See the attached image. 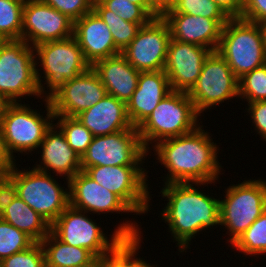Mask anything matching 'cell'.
I'll use <instances>...</instances> for the list:
<instances>
[{"instance_id":"6da1fadb","label":"cell","mask_w":266,"mask_h":267,"mask_svg":"<svg viewBox=\"0 0 266 267\" xmlns=\"http://www.w3.org/2000/svg\"><path fill=\"white\" fill-rule=\"evenodd\" d=\"M202 127L199 125L189 133L152 145L157 159L169 172L165 184L194 183L195 186H204L219 179V147Z\"/></svg>"},{"instance_id":"7a4b0ae2","label":"cell","mask_w":266,"mask_h":267,"mask_svg":"<svg viewBox=\"0 0 266 267\" xmlns=\"http://www.w3.org/2000/svg\"><path fill=\"white\" fill-rule=\"evenodd\" d=\"M193 184L167 183L161 191L168 201L161 212L162 220L167 222L180 252L189 247L199 231L220 224V200L200 192Z\"/></svg>"},{"instance_id":"3957f363","label":"cell","mask_w":266,"mask_h":267,"mask_svg":"<svg viewBox=\"0 0 266 267\" xmlns=\"http://www.w3.org/2000/svg\"><path fill=\"white\" fill-rule=\"evenodd\" d=\"M85 214L69 205L51 224V232L65 244L87 249L97 259L111 255L123 237L142 236L138 225L126 220L116 227L112 239H108L99 225Z\"/></svg>"},{"instance_id":"277c9868","label":"cell","mask_w":266,"mask_h":267,"mask_svg":"<svg viewBox=\"0 0 266 267\" xmlns=\"http://www.w3.org/2000/svg\"><path fill=\"white\" fill-rule=\"evenodd\" d=\"M34 53V47L23 40L0 43V96L8 103H19L23 96L46 95Z\"/></svg>"},{"instance_id":"5b68a950","label":"cell","mask_w":266,"mask_h":267,"mask_svg":"<svg viewBox=\"0 0 266 267\" xmlns=\"http://www.w3.org/2000/svg\"><path fill=\"white\" fill-rule=\"evenodd\" d=\"M217 52L239 79L266 63V49L260 24L242 18H230L222 27Z\"/></svg>"},{"instance_id":"8992f818","label":"cell","mask_w":266,"mask_h":267,"mask_svg":"<svg viewBox=\"0 0 266 267\" xmlns=\"http://www.w3.org/2000/svg\"><path fill=\"white\" fill-rule=\"evenodd\" d=\"M198 116L200 115L186 92L172 91L137 128L143 147L148 152L149 143L155 145L162 140L193 131L200 125Z\"/></svg>"},{"instance_id":"52a82bcc","label":"cell","mask_w":266,"mask_h":267,"mask_svg":"<svg viewBox=\"0 0 266 267\" xmlns=\"http://www.w3.org/2000/svg\"><path fill=\"white\" fill-rule=\"evenodd\" d=\"M44 101L45 117L25 103H9L6 106L0 125L7 151L13 158L16 157L13 152L24 154L39 149L46 131L52 126L54 112L50 101Z\"/></svg>"},{"instance_id":"ba28073f","label":"cell","mask_w":266,"mask_h":267,"mask_svg":"<svg viewBox=\"0 0 266 267\" xmlns=\"http://www.w3.org/2000/svg\"><path fill=\"white\" fill-rule=\"evenodd\" d=\"M220 200V224L227 228L231 245L266 210V181L245 180L227 187Z\"/></svg>"},{"instance_id":"9c48e42d","label":"cell","mask_w":266,"mask_h":267,"mask_svg":"<svg viewBox=\"0 0 266 267\" xmlns=\"http://www.w3.org/2000/svg\"><path fill=\"white\" fill-rule=\"evenodd\" d=\"M8 176L17 187V195L51 225L69 206V191L51 177L50 172L35 168L18 170L15 166Z\"/></svg>"},{"instance_id":"30bf717a","label":"cell","mask_w":266,"mask_h":267,"mask_svg":"<svg viewBox=\"0 0 266 267\" xmlns=\"http://www.w3.org/2000/svg\"><path fill=\"white\" fill-rule=\"evenodd\" d=\"M35 60H40L49 100L60 88L78 75L86 72L91 65L85 60L83 52L74 36L63 40L48 41L34 47ZM38 58V59H37Z\"/></svg>"},{"instance_id":"8fae6325","label":"cell","mask_w":266,"mask_h":267,"mask_svg":"<svg viewBox=\"0 0 266 267\" xmlns=\"http://www.w3.org/2000/svg\"><path fill=\"white\" fill-rule=\"evenodd\" d=\"M147 153L138 129L133 126L113 134L94 136L81 157V171L93 166H140Z\"/></svg>"},{"instance_id":"7c38bea8","label":"cell","mask_w":266,"mask_h":267,"mask_svg":"<svg viewBox=\"0 0 266 267\" xmlns=\"http://www.w3.org/2000/svg\"><path fill=\"white\" fill-rule=\"evenodd\" d=\"M196 112L201 113L224 100L239 97V79L217 51L206 58L195 85L187 93Z\"/></svg>"},{"instance_id":"4fadbf2b","label":"cell","mask_w":266,"mask_h":267,"mask_svg":"<svg viewBox=\"0 0 266 267\" xmlns=\"http://www.w3.org/2000/svg\"><path fill=\"white\" fill-rule=\"evenodd\" d=\"M141 166H93L84 172L94 181L119 196L135 214L149 210L147 172Z\"/></svg>"},{"instance_id":"5bb4252c","label":"cell","mask_w":266,"mask_h":267,"mask_svg":"<svg viewBox=\"0 0 266 267\" xmlns=\"http://www.w3.org/2000/svg\"><path fill=\"white\" fill-rule=\"evenodd\" d=\"M170 38L167 22L158 16L141 26L121 54L139 72L161 71L165 67Z\"/></svg>"},{"instance_id":"9a60e30c","label":"cell","mask_w":266,"mask_h":267,"mask_svg":"<svg viewBox=\"0 0 266 267\" xmlns=\"http://www.w3.org/2000/svg\"><path fill=\"white\" fill-rule=\"evenodd\" d=\"M74 22L40 0H25L21 40L32 47L73 36Z\"/></svg>"},{"instance_id":"2e32d148","label":"cell","mask_w":266,"mask_h":267,"mask_svg":"<svg viewBox=\"0 0 266 267\" xmlns=\"http://www.w3.org/2000/svg\"><path fill=\"white\" fill-rule=\"evenodd\" d=\"M107 95L98 74L90 67L67 82L50 99L54 116L76 117Z\"/></svg>"},{"instance_id":"e0dca14e","label":"cell","mask_w":266,"mask_h":267,"mask_svg":"<svg viewBox=\"0 0 266 267\" xmlns=\"http://www.w3.org/2000/svg\"><path fill=\"white\" fill-rule=\"evenodd\" d=\"M211 52L200 45L170 38L164 72L172 91L188 93L199 78L203 64Z\"/></svg>"},{"instance_id":"ac0fdd59","label":"cell","mask_w":266,"mask_h":267,"mask_svg":"<svg viewBox=\"0 0 266 267\" xmlns=\"http://www.w3.org/2000/svg\"><path fill=\"white\" fill-rule=\"evenodd\" d=\"M69 205L86 213H119L134 211L115 193L94 181L84 171L68 182Z\"/></svg>"},{"instance_id":"d6986e66","label":"cell","mask_w":266,"mask_h":267,"mask_svg":"<svg viewBox=\"0 0 266 267\" xmlns=\"http://www.w3.org/2000/svg\"><path fill=\"white\" fill-rule=\"evenodd\" d=\"M171 38L217 51L222 27L229 19H211L185 13H164Z\"/></svg>"},{"instance_id":"ffe728a7","label":"cell","mask_w":266,"mask_h":267,"mask_svg":"<svg viewBox=\"0 0 266 267\" xmlns=\"http://www.w3.org/2000/svg\"><path fill=\"white\" fill-rule=\"evenodd\" d=\"M73 36L91 66L121 53L115 46L110 29L94 10L74 22Z\"/></svg>"},{"instance_id":"44dd1931","label":"cell","mask_w":266,"mask_h":267,"mask_svg":"<svg viewBox=\"0 0 266 267\" xmlns=\"http://www.w3.org/2000/svg\"><path fill=\"white\" fill-rule=\"evenodd\" d=\"M172 92L164 72H140L135 92L126 104L128 119L138 128L157 107L159 102Z\"/></svg>"},{"instance_id":"7402d4cb","label":"cell","mask_w":266,"mask_h":267,"mask_svg":"<svg viewBox=\"0 0 266 267\" xmlns=\"http://www.w3.org/2000/svg\"><path fill=\"white\" fill-rule=\"evenodd\" d=\"M39 147L42 148V161L34 166L35 169L46 173L51 169L57 176H67L66 182L81 171V157L71 149L64 134L54 123L46 131Z\"/></svg>"},{"instance_id":"603a6c76","label":"cell","mask_w":266,"mask_h":267,"mask_svg":"<svg viewBox=\"0 0 266 267\" xmlns=\"http://www.w3.org/2000/svg\"><path fill=\"white\" fill-rule=\"evenodd\" d=\"M76 118L93 136L113 134L132 127L126 104L109 94L91 108L82 111Z\"/></svg>"},{"instance_id":"cb8c5ba5","label":"cell","mask_w":266,"mask_h":267,"mask_svg":"<svg viewBox=\"0 0 266 267\" xmlns=\"http://www.w3.org/2000/svg\"><path fill=\"white\" fill-rule=\"evenodd\" d=\"M107 94L127 104L135 92L140 72L120 53L95 62L92 66Z\"/></svg>"},{"instance_id":"d4e9b609","label":"cell","mask_w":266,"mask_h":267,"mask_svg":"<svg viewBox=\"0 0 266 267\" xmlns=\"http://www.w3.org/2000/svg\"><path fill=\"white\" fill-rule=\"evenodd\" d=\"M0 217L18 230L25 232L35 242H41L51 232L49 222L18 195Z\"/></svg>"},{"instance_id":"484cf974","label":"cell","mask_w":266,"mask_h":267,"mask_svg":"<svg viewBox=\"0 0 266 267\" xmlns=\"http://www.w3.org/2000/svg\"><path fill=\"white\" fill-rule=\"evenodd\" d=\"M40 243L45 254V267L90 265L96 259L87 249L65 244L52 232Z\"/></svg>"},{"instance_id":"4316f807","label":"cell","mask_w":266,"mask_h":267,"mask_svg":"<svg viewBox=\"0 0 266 267\" xmlns=\"http://www.w3.org/2000/svg\"><path fill=\"white\" fill-rule=\"evenodd\" d=\"M93 10L106 23L112 34L115 46L124 50L130 42L136 37L141 26L147 23H130L123 20L113 11L106 9L98 0L93 1Z\"/></svg>"},{"instance_id":"83f0119b","label":"cell","mask_w":266,"mask_h":267,"mask_svg":"<svg viewBox=\"0 0 266 267\" xmlns=\"http://www.w3.org/2000/svg\"><path fill=\"white\" fill-rule=\"evenodd\" d=\"M25 0H0V38L21 40Z\"/></svg>"},{"instance_id":"f1b7e54d","label":"cell","mask_w":266,"mask_h":267,"mask_svg":"<svg viewBox=\"0 0 266 267\" xmlns=\"http://www.w3.org/2000/svg\"><path fill=\"white\" fill-rule=\"evenodd\" d=\"M244 255L266 254V210L232 244Z\"/></svg>"},{"instance_id":"f546056e","label":"cell","mask_w":266,"mask_h":267,"mask_svg":"<svg viewBox=\"0 0 266 267\" xmlns=\"http://www.w3.org/2000/svg\"><path fill=\"white\" fill-rule=\"evenodd\" d=\"M56 119V126L64 134L68 145L82 157L92 142L93 134L76 117L54 116Z\"/></svg>"},{"instance_id":"4dcf8cb0","label":"cell","mask_w":266,"mask_h":267,"mask_svg":"<svg viewBox=\"0 0 266 267\" xmlns=\"http://www.w3.org/2000/svg\"><path fill=\"white\" fill-rule=\"evenodd\" d=\"M35 241L0 217V259L29 248Z\"/></svg>"},{"instance_id":"1f68e13d","label":"cell","mask_w":266,"mask_h":267,"mask_svg":"<svg viewBox=\"0 0 266 267\" xmlns=\"http://www.w3.org/2000/svg\"><path fill=\"white\" fill-rule=\"evenodd\" d=\"M239 97L248 103L266 100V63L239 78Z\"/></svg>"},{"instance_id":"d6a6232c","label":"cell","mask_w":266,"mask_h":267,"mask_svg":"<svg viewBox=\"0 0 266 267\" xmlns=\"http://www.w3.org/2000/svg\"><path fill=\"white\" fill-rule=\"evenodd\" d=\"M165 13H185L211 19H230L213 0H179Z\"/></svg>"},{"instance_id":"836d02e7","label":"cell","mask_w":266,"mask_h":267,"mask_svg":"<svg viewBox=\"0 0 266 267\" xmlns=\"http://www.w3.org/2000/svg\"><path fill=\"white\" fill-rule=\"evenodd\" d=\"M106 9L113 11L130 23H148L152 17L138 4L129 0H98Z\"/></svg>"},{"instance_id":"e575fe53","label":"cell","mask_w":266,"mask_h":267,"mask_svg":"<svg viewBox=\"0 0 266 267\" xmlns=\"http://www.w3.org/2000/svg\"><path fill=\"white\" fill-rule=\"evenodd\" d=\"M1 267H45V254L40 242L2 259Z\"/></svg>"},{"instance_id":"d590c367","label":"cell","mask_w":266,"mask_h":267,"mask_svg":"<svg viewBox=\"0 0 266 267\" xmlns=\"http://www.w3.org/2000/svg\"><path fill=\"white\" fill-rule=\"evenodd\" d=\"M140 236L136 237H123L122 240L116 245L112 253L124 267H155L154 265L147 264L141 258L135 257L140 249ZM134 257V258H133Z\"/></svg>"},{"instance_id":"8d00e7d4","label":"cell","mask_w":266,"mask_h":267,"mask_svg":"<svg viewBox=\"0 0 266 267\" xmlns=\"http://www.w3.org/2000/svg\"><path fill=\"white\" fill-rule=\"evenodd\" d=\"M66 15L73 22L93 10L94 0H40Z\"/></svg>"},{"instance_id":"74e56055","label":"cell","mask_w":266,"mask_h":267,"mask_svg":"<svg viewBox=\"0 0 266 267\" xmlns=\"http://www.w3.org/2000/svg\"><path fill=\"white\" fill-rule=\"evenodd\" d=\"M241 18L261 24L266 20V0H245Z\"/></svg>"},{"instance_id":"f35d334b","label":"cell","mask_w":266,"mask_h":267,"mask_svg":"<svg viewBox=\"0 0 266 267\" xmlns=\"http://www.w3.org/2000/svg\"><path fill=\"white\" fill-rule=\"evenodd\" d=\"M247 111L251 113L256 132L266 141V100L249 103Z\"/></svg>"},{"instance_id":"ab89813d","label":"cell","mask_w":266,"mask_h":267,"mask_svg":"<svg viewBox=\"0 0 266 267\" xmlns=\"http://www.w3.org/2000/svg\"><path fill=\"white\" fill-rule=\"evenodd\" d=\"M17 196V187L8 175H0V216Z\"/></svg>"},{"instance_id":"60d3db41","label":"cell","mask_w":266,"mask_h":267,"mask_svg":"<svg viewBox=\"0 0 266 267\" xmlns=\"http://www.w3.org/2000/svg\"><path fill=\"white\" fill-rule=\"evenodd\" d=\"M229 18H241L245 0H213Z\"/></svg>"},{"instance_id":"b9f144b4","label":"cell","mask_w":266,"mask_h":267,"mask_svg":"<svg viewBox=\"0 0 266 267\" xmlns=\"http://www.w3.org/2000/svg\"><path fill=\"white\" fill-rule=\"evenodd\" d=\"M15 161L7 151L0 125V175H8L15 166Z\"/></svg>"},{"instance_id":"7bdbcfd3","label":"cell","mask_w":266,"mask_h":267,"mask_svg":"<svg viewBox=\"0 0 266 267\" xmlns=\"http://www.w3.org/2000/svg\"><path fill=\"white\" fill-rule=\"evenodd\" d=\"M179 0H151L152 10L162 16L166 11L172 9Z\"/></svg>"},{"instance_id":"ee69618b","label":"cell","mask_w":266,"mask_h":267,"mask_svg":"<svg viewBox=\"0 0 266 267\" xmlns=\"http://www.w3.org/2000/svg\"><path fill=\"white\" fill-rule=\"evenodd\" d=\"M97 267H124V265L113 255L99 258Z\"/></svg>"},{"instance_id":"f6af8a7d","label":"cell","mask_w":266,"mask_h":267,"mask_svg":"<svg viewBox=\"0 0 266 267\" xmlns=\"http://www.w3.org/2000/svg\"><path fill=\"white\" fill-rule=\"evenodd\" d=\"M132 3L140 5L152 18L158 15L152 10L151 0H129Z\"/></svg>"},{"instance_id":"bcb514c9","label":"cell","mask_w":266,"mask_h":267,"mask_svg":"<svg viewBox=\"0 0 266 267\" xmlns=\"http://www.w3.org/2000/svg\"><path fill=\"white\" fill-rule=\"evenodd\" d=\"M8 104L9 103L3 97L0 96V122L4 114V110Z\"/></svg>"},{"instance_id":"7dc6e473","label":"cell","mask_w":266,"mask_h":267,"mask_svg":"<svg viewBox=\"0 0 266 267\" xmlns=\"http://www.w3.org/2000/svg\"><path fill=\"white\" fill-rule=\"evenodd\" d=\"M260 25H261L262 30H263L264 40H265V49H266V20L264 22H262Z\"/></svg>"},{"instance_id":"c3c4849f","label":"cell","mask_w":266,"mask_h":267,"mask_svg":"<svg viewBox=\"0 0 266 267\" xmlns=\"http://www.w3.org/2000/svg\"><path fill=\"white\" fill-rule=\"evenodd\" d=\"M97 261L98 259L96 258L90 265L73 266V267H97Z\"/></svg>"}]
</instances>
